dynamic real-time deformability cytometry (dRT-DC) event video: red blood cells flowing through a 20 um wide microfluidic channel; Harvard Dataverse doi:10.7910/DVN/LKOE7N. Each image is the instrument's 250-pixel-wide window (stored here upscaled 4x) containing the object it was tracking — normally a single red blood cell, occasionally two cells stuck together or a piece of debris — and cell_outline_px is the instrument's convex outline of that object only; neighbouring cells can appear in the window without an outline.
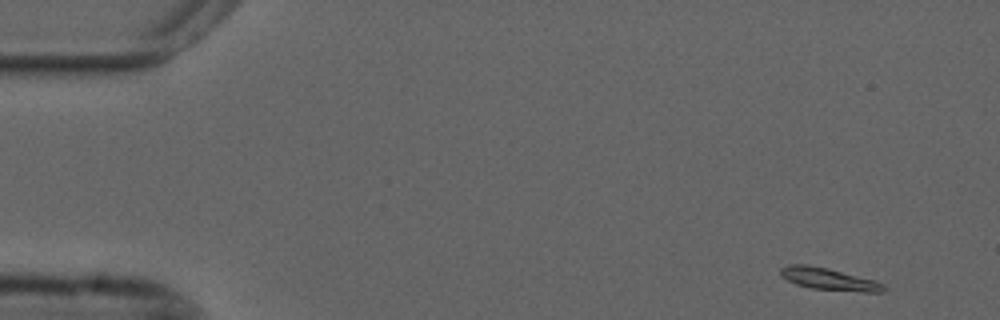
{"species": "common noctule bat (a hibernating species)", "species_latin": "Nyctalus noctula", "temperature_condition": "cold", "stored_images_in_passage": 52, "camera_frame_rate_fps": 3000, "um_per_image_px": 0.085, "animal": {"sex": "male", "forearm_length_mm": 52.5}, "frame": {"image": 1, "passage_image": 1, "time_ms": 0.0, "image_size_px": [1000, 320], "cell_outline_px": [[884, 292], [864, 292], [812, 288], [796, 284], [780, 276], [780, 268], [788, 264], [808, 264], [828, 268], [876, 280], [884, 284]], "centroid_in_image_um": [70.45, 23.7], "position_along_channel_um": 14.6, "area_um2": 13.29}}
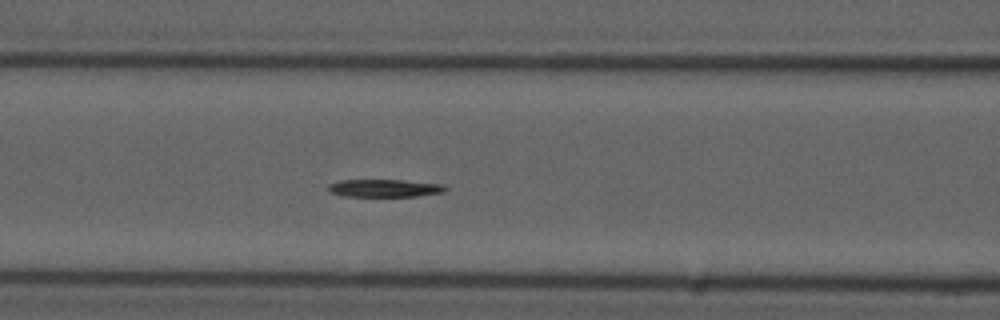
{"frame": {"image": 2, "passage_image": 20, "time_ms": 6.333, "image_size_px": [1000, 320], "cell_outline_px": [[448, 188], [444, 192], [416, 196], [344, 196], [328, 192], [328, 184], [340, 180], [404, 180], [444, 184]], "centroid_in_image_um": [32.69, 15.99], "position_along_channel_um": 133.9, "area_um2": 12.14}}
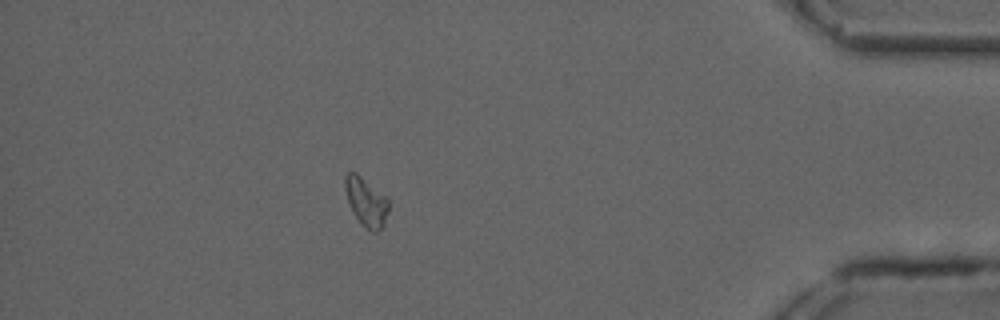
{"frame": {"image": 3, "passage_image": 46, "time_ms": 15.0, "image_size_px": [1000, 320], "cell_outline_px": [[388, 212], [384, 224], [376, 232], [372, 232], [352, 212], [344, 188], [344, 176], [348, 172], [356, 172], [384, 196], [388, 200]], "centroid_in_image_um": [31.1, 17.13], "position_along_channel_um": 404.1, "area_um2": 11.91}}